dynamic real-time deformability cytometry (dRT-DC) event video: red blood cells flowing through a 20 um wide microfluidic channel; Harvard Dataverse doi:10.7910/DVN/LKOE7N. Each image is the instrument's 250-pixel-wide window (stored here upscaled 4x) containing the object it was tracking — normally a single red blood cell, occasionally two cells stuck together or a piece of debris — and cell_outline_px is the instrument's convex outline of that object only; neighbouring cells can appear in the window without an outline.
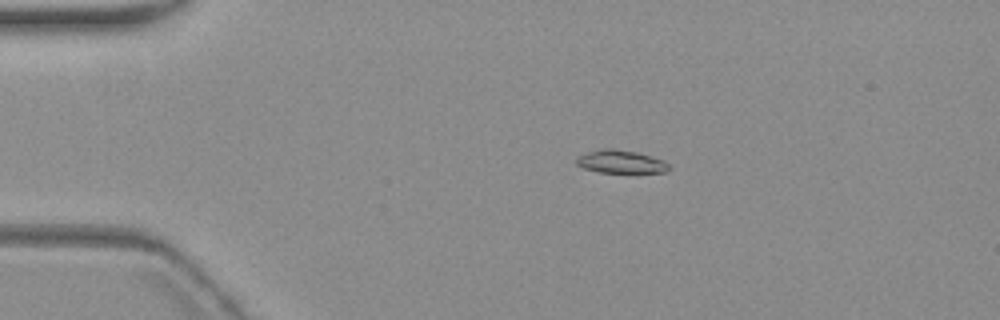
{"species": "common noctule bat (a hibernating species)", "species_latin": "Nyctalus noctula", "temperature_condition": "warm", "stored_images_in_passage": 7, "camera_frame_rate_fps": 3000, "um_per_image_px": 0.085, "animal": {"sex": "female", "body_mass_g": 19.3, "forearm_length_mm": 54.1}, "frame": {"image": 1, "passage_image": 3, "time_ms": 2.333, "image_size_px": [1000, 320], "cell_outline_px": [[672, 168], [668, 172], [600, 172], [584, 168], [576, 164], [576, 156], [588, 152], [604, 148], [612, 148], [636, 152], [664, 160]], "centroid_in_image_um": [52.78, 13.74], "position_along_channel_um": 32.2, "area_um2": 12.37}}
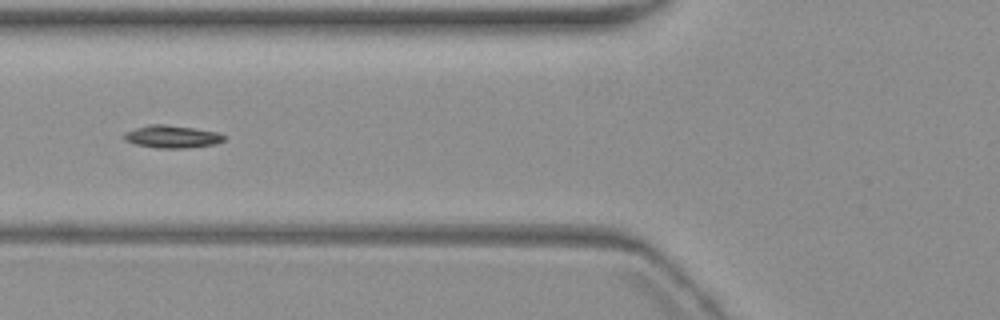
{"frame": {"image": 2, "passage_image": 6, "time_ms": 6.0, "image_size_px": [1000, 320], "cell_outline_px": [[224, 140], [216, 144], [188, 148], [156, 148], [136, 144], [124, 140], [120, 136], [124, 132], [148, 124], [164, 124], [192, 128], [216, 132], [224, 136]], "centroid_in_image_um": [14.55, 11.62], "position_along_channel_um": 111.2, "area_um2": 13.18}}
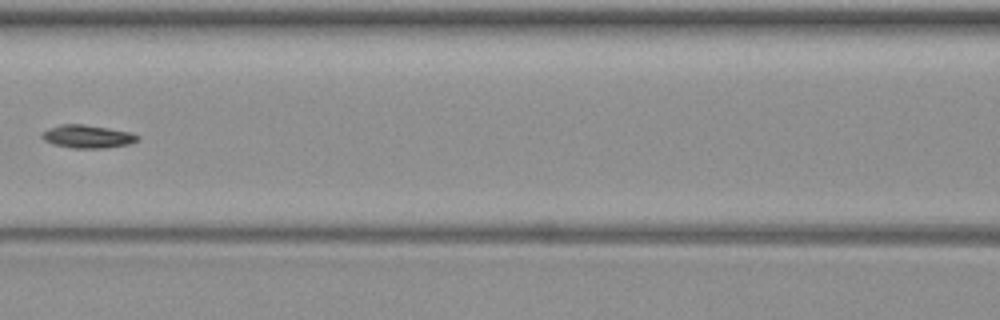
{"frame": {"image": 3, "passage_image": 7, "time_ms": 7.333, "image_size_px": [1000, 320], "cell_outline_px": [[140, 140], [128, 144], [104, 148], [72, 148], [52, 144], [44, 140], [40, 136], [40, 132], [48, 128], [60, 124], [84, 124], [132, 132], [140, 136]], "centroid_in_image_um": [7.42, 11.6], "position_along_channel_um": 159.2, "area_um2": 13.06}}